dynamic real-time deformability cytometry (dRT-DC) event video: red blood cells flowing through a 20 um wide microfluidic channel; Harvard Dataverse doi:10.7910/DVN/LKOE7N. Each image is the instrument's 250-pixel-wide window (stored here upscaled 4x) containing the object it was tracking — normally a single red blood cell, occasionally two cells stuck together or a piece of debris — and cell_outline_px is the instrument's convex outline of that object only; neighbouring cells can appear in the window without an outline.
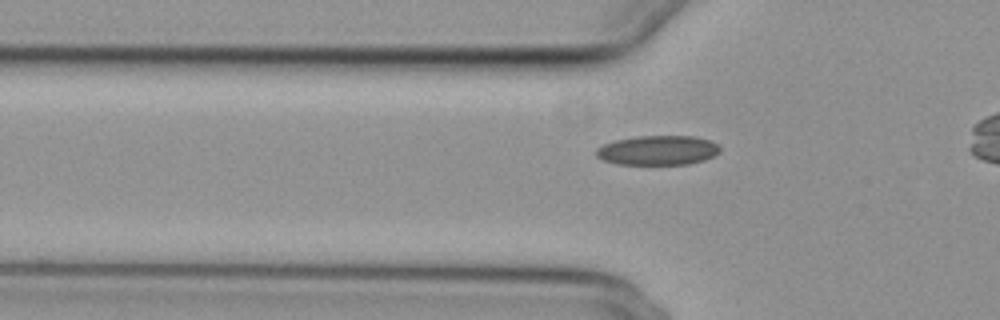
{"species": "common noctule bat (a hibernating species)", "species_latin": "Nyctalus noctula", "temperature_condition": "cold", "stored_images_in_passage": 43, "camera_frame_rate_fps": 3000, "um_per_image_px": 0.085, "animal": {"sex": "female", "body_mass_g": 29.2, "forearm_length_mm": 56.3}, "frame": {"image": 1, "passage_image": 14, "time_ms": 4.333, "image_size_px": [1000, 320], "cell_outline_px": [[720, 152], [704, 160], [688, 164], [616, 164], [604, 160], [596, 156], [596, 148], [604, 144], [616, 140], [636, 136], [692, 136], [712, 140], [720, 144]], "centroid_in_image_um": [55.94, 12.77], "position_along_channel_um": 69.9, "area_um2": 21.39}}
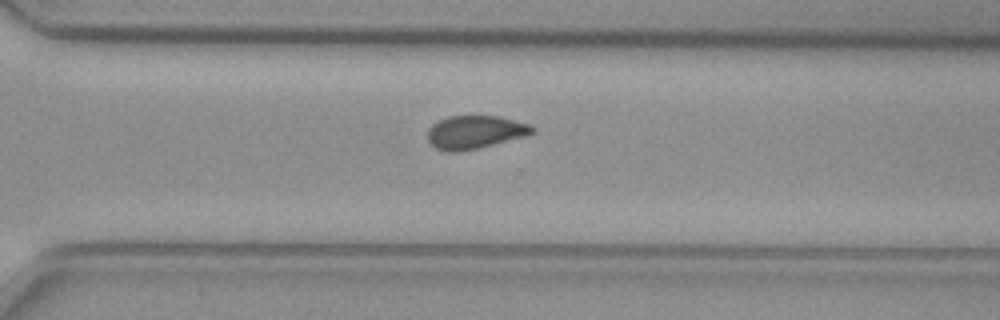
{"frame": {"image": 2, "passage_image": 35, "time_ms": 11.333, "image_size_px": [1000, 320], "cell_outline_px": [[536, 132], [524, 136], [476, 148], [456, 152], [452, 152], [436, 148], [428, 140], [428, 128], [432, 124], [448, 116], [500, 116], [528, 124], [536, 128]], "centroid_in_image_um": [40.37, 11.21], "position_along_channel_um": 330.2, "area_um2": 19.94}}
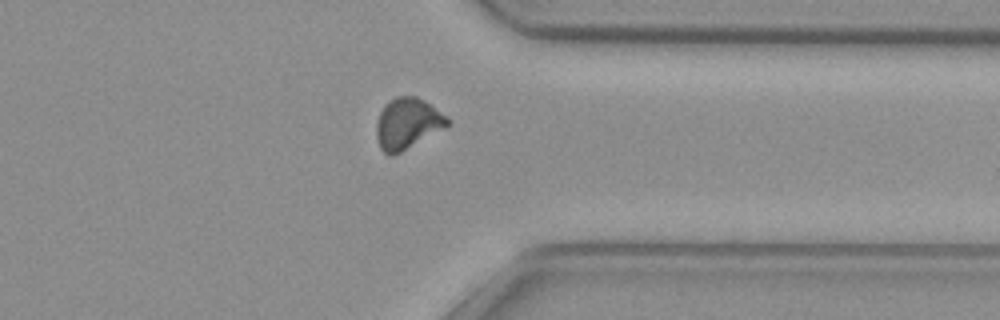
{"frame": {"image": 3, "passage_image": 39, "time_ms": 12.667, "image_size_px": [1000, 320], "cell_outline_px": [[452, 120], [444, 128], [400, 152], [392, 156], [388, 156], [380, 148], [376, 136], [376, 124], [380, 112], [384, 104], [396, 96], [416, 96], [424, 100], [448, 116]], "centroid_in_image_um": [34.63, 10.49], "position_along_channel_um": 376.8, "area_um2": 21.1}}